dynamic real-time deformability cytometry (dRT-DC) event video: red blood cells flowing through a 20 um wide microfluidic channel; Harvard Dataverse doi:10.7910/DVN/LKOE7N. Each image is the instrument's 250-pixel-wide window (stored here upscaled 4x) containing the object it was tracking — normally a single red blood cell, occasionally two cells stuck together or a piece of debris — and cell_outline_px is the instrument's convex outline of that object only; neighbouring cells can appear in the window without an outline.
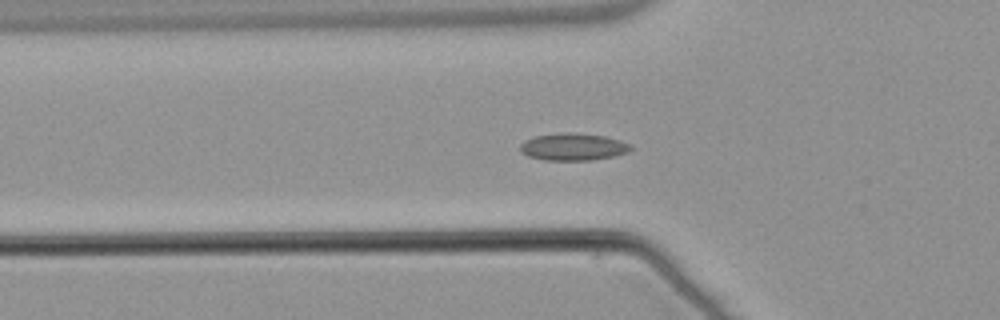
{"species": "common noctule bat (a hibernating species)", "species_latin": "Nyctalus noctula", "temperature_condition": "warm", "stored_images_in_passage": 56, "camera_frame_rate_fps": 3000, "um_per_image_px": 0.085, "animal": {"sex": "male", "body_mass_g": 21.5, "forearm_length_mm": 52.0}, "frame": {"image": 1, "passage_image": 20, "time_ms": 6.333, "image_size_px": [1000, 320], "cell_outline_px": [[632, 148], [628, 152], [612, 156], [592, 160], [544, 160], [528, 156], [520, 152], [520, 144], [524, 140], [536, 136], [560, 132], [572, 132], [604, 136], [620, 140], [632, 144]], "centroid_in_image_um": [48.7, 12.47], "position_along_channel_um": 77.1, "area_um2": 17.63}}
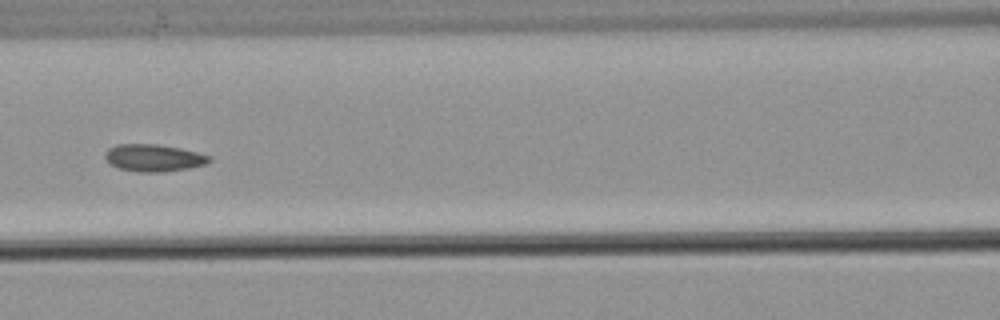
{"frame": {"image": 2, "passage_image": 26, "time_ms": 8.333, "image_size_px": [1000, 320], "cell_outline_px": [[212, 160], [208, 164], [188, 168], [164, 172], [136, 172], [120, 168], [108, 164], [104, 156], [108, 148], [116, 144], [156, 144], [180, 148], [212, 156]], "centroid_in_image_um": [13.06, 13.42], "position_along_channel_um": 153.5, "area_um2": 16.7}}
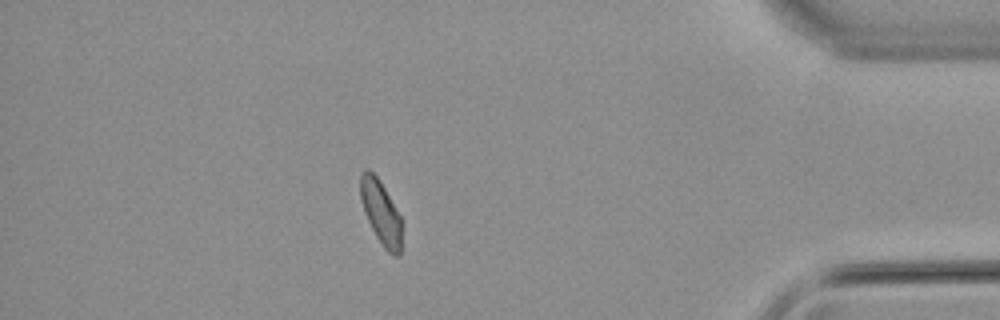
{"frame": {"image": 3, "passage_image": 49, "time_ms": 16.0, "image_size_px": [1000, 320], "cell_outline_px": [[400, 256], [396, 256], [388, 252], [384, 248], [376, 236], [364, 212], [360, 196], [360, 176], [368, 168], [380, 180], [400, 216]], "centroid_in_image_um": [32.35, 18.04], "position_along_channel_um": 402.8, "area_um2": 14.97}, "authors_computed_cell_mechanics": {"area_um2": 16.2418, "velocity_mm_per_s": 3.8037, "shape_relaxation_time_tau1_ms": 9.2224, "shape_relaxation_time_tau2_ms": 3.1822, "deformation_change_tau1": 0.114, "deformation_change_tau2": 0.0753}}